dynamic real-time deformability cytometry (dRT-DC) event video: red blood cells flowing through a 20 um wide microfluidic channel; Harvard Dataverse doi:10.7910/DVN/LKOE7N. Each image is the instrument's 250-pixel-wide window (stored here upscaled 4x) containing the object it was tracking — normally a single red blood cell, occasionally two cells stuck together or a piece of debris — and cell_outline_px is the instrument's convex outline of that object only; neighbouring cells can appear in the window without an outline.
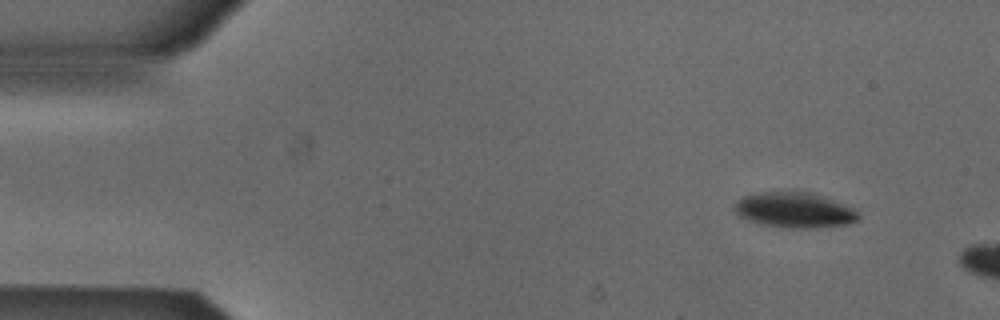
{"species": "Egyptian fruit bat (a non-hibernating species)", "species_latin": "Rousettus aegyptiacus", "temperature_condition": "cold", "stored_images_in_passage": 2, "camera_frame_rate_fps": 3000, "um_per_image_px": 0.085, "animal": {"sex": "male"}, "frame": {"image": 1, "passage_image": 1, "time_ms": 0.0, "image_size_px": [1000, 320], "cell_outline_px": [[860, 220], [848, 224], [812, 228], [796, 228], [764, 224], [748, 220], [740, 216], [732, 208], [736, 200], [752, 192], [812, 192], [856, 208], [860, 216]], "centroid_in_image_um": [67.56, 17.84], "position_along_channel_um": 17.4, "area_um2": 25.66}}